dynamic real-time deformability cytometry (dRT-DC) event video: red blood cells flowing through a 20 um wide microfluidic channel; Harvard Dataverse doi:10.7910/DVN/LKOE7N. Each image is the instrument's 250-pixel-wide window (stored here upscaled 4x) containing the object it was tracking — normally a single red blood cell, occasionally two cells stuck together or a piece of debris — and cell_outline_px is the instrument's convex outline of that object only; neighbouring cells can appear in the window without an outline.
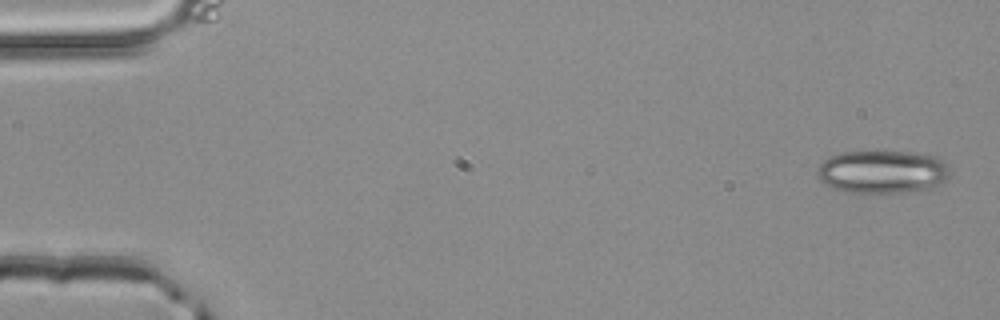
{"species": "common noctule bat (a hibernating species)", "species_latin": "Nyctalus noctula", "temperature_condition": "room temperature", "stored_images_in_passage": 3, "camera_frame_rate_fps": 3000, "um_per_image_px": 0.085, "animal": {"sex": "male", "body_mass_g": 20.4}, "frame": {"image": 1, "passage_image": 1, "time_ms": 0.0, "image_size_px": [1000, 320], "cell_outline_px": [[952, 172], [940, 184], [928, 188], [900, 192], [848, 192], [824, 184], [820, 180], [816, 172], [820, 164], [828, 156], [840, 152], [908, 152], [936, 156], [944, 160]], "centroid_in_image_um": [75.0, 14.58], "position_along_channel_um": 10.0, "area_um2": 33.06}}